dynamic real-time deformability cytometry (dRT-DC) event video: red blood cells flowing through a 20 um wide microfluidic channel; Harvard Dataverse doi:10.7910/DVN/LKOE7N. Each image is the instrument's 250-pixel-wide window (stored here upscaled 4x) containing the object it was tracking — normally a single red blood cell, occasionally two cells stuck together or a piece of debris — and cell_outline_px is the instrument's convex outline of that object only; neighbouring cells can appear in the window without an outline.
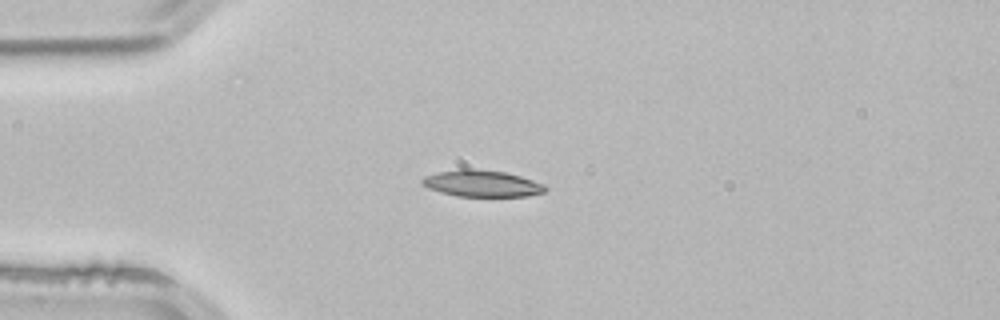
{"species": "common noctule bat (a hibernating species)", "species_latin": "Nyctalus noctula", "temperature_condition": "room temperature", "stored_images_in_passage": 1, "camera_frame_rate_fps": 3000, "um_per_image_px": 0.085, "animal": {"sex": "male", "body_mass_g": 21.5, "forearm_length_mm": 52.0}, "frame": {"image": 1, "passage_image": 1, "time_ms": 0.0, "image_size_px": [1000, 320], "cell_outline_px": [[548, 188], [544, 192], [528, 196], [456, 196], [440, 192], [428, 188], [420, 184], [420, 180], [424, 176], [436, 172], [460, 168], [472, 168], [504, 172], [520, 176], [544, 184]], "centroid_in_image_um": [40.91, 15.59], "position_along_channel_um": 44.1, "area_um2": 19.25}}